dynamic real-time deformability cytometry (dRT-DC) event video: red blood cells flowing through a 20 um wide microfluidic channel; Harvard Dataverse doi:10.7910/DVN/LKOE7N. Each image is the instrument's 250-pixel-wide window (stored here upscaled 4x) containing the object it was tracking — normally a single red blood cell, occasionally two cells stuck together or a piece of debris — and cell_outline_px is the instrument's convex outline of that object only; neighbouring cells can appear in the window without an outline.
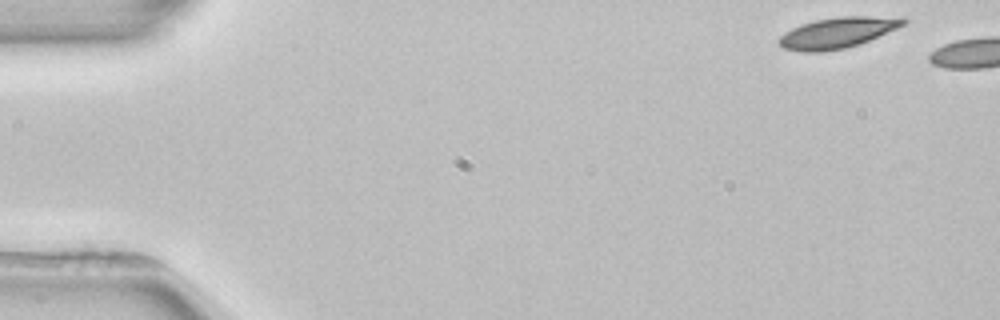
{"species": "common noctule bat (a hibernating species)", "species_latin": "Nyctalus noctula", "temperature_condition": "room temperature", "stored_images_in_passage": 2, "camera_frame_rate_fps": 3000, "um_per_image_px": 0.085, "animal": {"sex": "female", "body_mass_g": 22.7, "forearm_length_mm": 54.2}, "frame": {"image": 1, "passage_image": 1, "time_ms": 0.0, "image_size_px": [1000, 320], "cell_outline_px": [[908, 20], [904, 24], [896, 28], [860, 44], [844, 48], [820, 52], [804, 52], [784, 48], [776, 40], [784, 32], [800, 24], [816, 20], [840, 16], [904, 16]], "centroid_in_image_um": [71.2, 2.76], "position_along_channel_um": 13.8, "area_um2": 22.37}}